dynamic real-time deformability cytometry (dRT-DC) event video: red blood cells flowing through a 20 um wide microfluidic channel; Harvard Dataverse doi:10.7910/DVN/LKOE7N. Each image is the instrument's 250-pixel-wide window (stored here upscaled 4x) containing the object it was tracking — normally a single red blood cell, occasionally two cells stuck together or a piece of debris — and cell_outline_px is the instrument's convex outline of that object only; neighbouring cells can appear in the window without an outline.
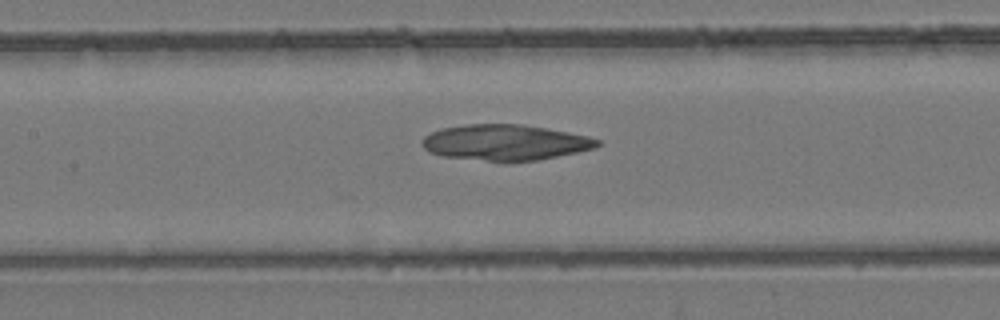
{"species": "common noctule bat (a hibernating species)", "species_latin": "Nyctalus noctula", "temperature_condition": "room temperature", "stored_images_in_passage": 44, "camera_frame_rate_fps": 3000, "um_per_image_px": 0.085, "animal": {"sex": "female", "body_mass_g": 24.6, "forearm_length_mm": 56.2}, "frame": {"image": 1, "passage_image": 21, "time_ms": 6.667, "image_size_px": [1000, 320], "cell_outline_px": [[600, 144], [596, 148], [536, 160], [488, 160], [444, 156], [432, 152], [424, 148], [424, 136], [440, 128], [464, 124], [520, 124], [568, 132], [588, 136], [600, 140]], "centroid_in_image_um": [42.96, 12.08], "position_along_channel_um": 164.4, "area_um2": 35.72}}
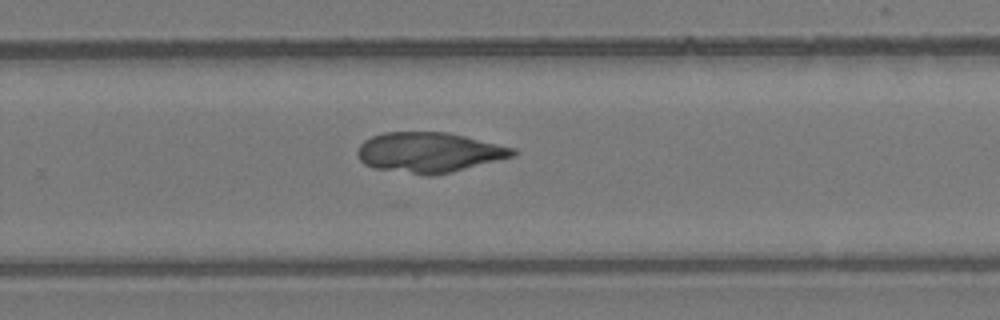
{"frame": {"image": 2, "passage_image": 31, "time_ms": 10.0, "image_size_px": [1000, 320], "cell_outline_px": [[516, 156], [452, 172], [432, 176], [428, 176], [376, 168], [364, 164], [360, 160], [356, 152], [360, 144], [364, 140], [372, 136], [384, 132], [448, 132], [516, 148]], "centroid_in_image_um": [36.49, 12.95], "position_along_channel_um": 293.3, "area_um2": 36.47}}
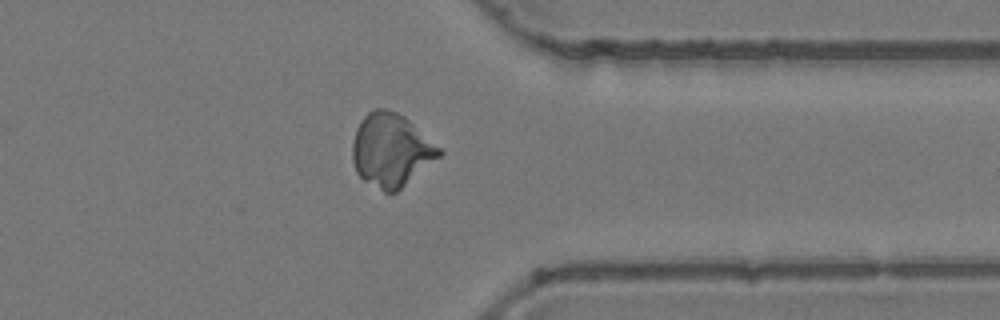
{"frame": {"image": 3, "passage_image": 38, "time_ms": 12.333, "image_size_px": [1000, 320], "cell_outline_px": [[444, 152], [440, 156], [396, 192], [384, 192], [364, 180], [356, 172], [352, 160], [352, 144], [356, 128], [360, 120], [368, 112], [376, 108], [384, 108], [396, 112], [404, 116], [440, 148]], "centroid_in_image_um": [33.21, 12.75], "position_along_channel_um": 378.2, "area_um2": 36.65}}